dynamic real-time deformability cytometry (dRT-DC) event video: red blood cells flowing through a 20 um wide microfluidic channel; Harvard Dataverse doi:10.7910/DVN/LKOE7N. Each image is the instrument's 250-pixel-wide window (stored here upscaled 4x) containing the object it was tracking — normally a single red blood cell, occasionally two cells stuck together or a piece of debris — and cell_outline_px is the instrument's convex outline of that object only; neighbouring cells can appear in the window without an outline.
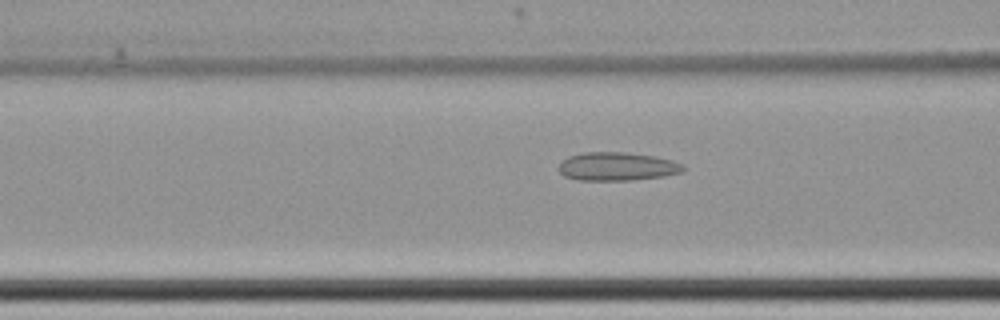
{"species": "common noctule bat (a hibernating species)", "species_latin": "Nyctalus noctula", "temperature_condition": "cold", "stored_images_in_passage": 62, "camera_frame_rate_fps": 3000, "um_per_image_px": 0.085, "animal": {"sex": "female", "body_mass_g": 22.7, "forearm_length_mm": 54.2}, "frame": {"image": 1, "passage_image": 27, "time_ms": 8.667, "image_size_px": [1000, 320], "cell_outline_px": [[684, 172], [664, 176], [632, 180], [580, 180], [564, 176], [556, 168], [568, 156], [584, 152], [624, 152], [656, 156], [672, 160], [680, 164], [684, 168]], "centroid_in_image_um": [52.45, 14.15], "position_along_channel_um": 114.2, "area_um2": 20.63}}
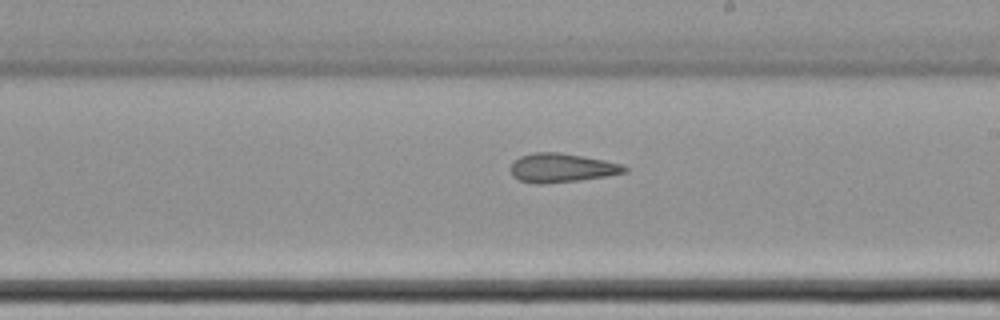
{"frame": {"image": 2, "passage_image": 38, "time_ms": 12.333, "image_size_px": [1000, 320], "cell_outline_px": [[628, 172], [608, 176], [580, 180], [544, 184], [536, 184], [520, 180], [512, 176], [508, 168], [520, 156], [532, 152], [560, 152], [604, 160], [620, 164], [628, 168]], "centroid_in_image_um": [47.72, 14.27], "position_along_channel_um": 241.3, "area_um2": 19.36}}
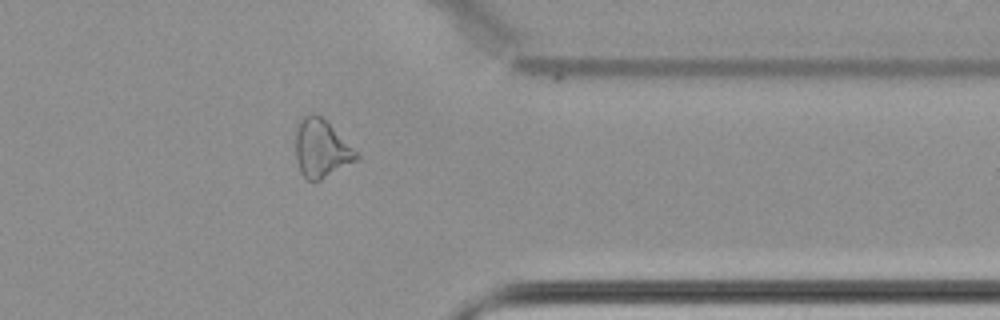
{"frame": {"image": 3, "passage_image": 51, "time_ms": 16.667, "image_size_px": [1000, 320], "cell_outline_px": [[360, 160], [320, 180], [308, 180], [300, 172], [296, 160], [292, 132], [296, 120], [312, 112], [320, 116], [360, 156]], "centroid_in_image_um": [27.22, 12.61], "position_along_channel_um": 384.2, "area_um2": 20.98}, "authors_computed_cell_mechanics": {"area_um2": 22.2819, "velocity_mm_per_s": 3.4656, "shape_relaxation_time_tau1_ms": null, "shape_relaxation_time_tau2_ms": 6.224, "deformation_change_tau1": null, "deformation_change_tau2": 0.1582}}